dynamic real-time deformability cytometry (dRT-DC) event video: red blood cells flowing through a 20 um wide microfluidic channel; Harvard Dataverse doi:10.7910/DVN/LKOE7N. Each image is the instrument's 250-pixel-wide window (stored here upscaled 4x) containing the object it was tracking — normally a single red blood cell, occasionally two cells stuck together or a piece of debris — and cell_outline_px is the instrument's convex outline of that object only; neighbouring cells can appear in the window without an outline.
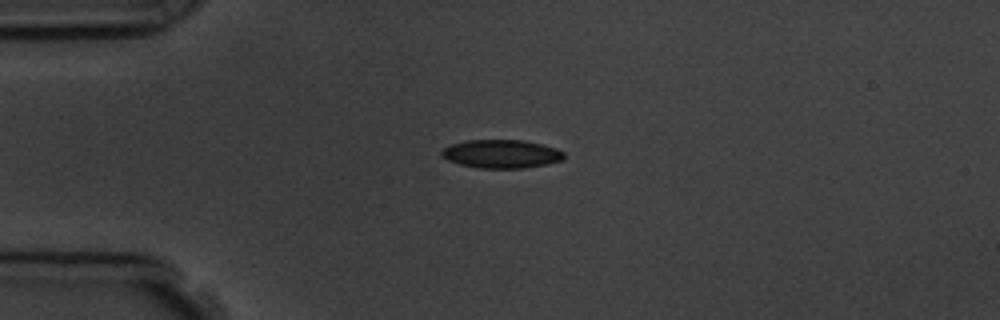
{"species": "common noctule bat (a hibernating species)", "species_latin": "Nyctalus noctula", "temperature_condition": "room temperature", "stored_images_in_passage": 4, "camera_frame_rate_fps": 3000, "um_per_image_px": 0.085, "animal": {"sex": "male", "body_mass_g": 19.5, "forearm_length_mm": 54.6}, "frame": {"image": 1, "passage_image": 3, "time_ms": 3.0, "image_size_px": [1000, 320], "cell_outline_px": [[564, 156], [560, 160], [548, 164], [524, 168], [480, 168], [460, 164], [448, 160], [440, 156], [440, 152], [444, 148], [452, 144], [464, 140], [524, 140], [556, 148], [564, 152]], "centroid_in_image_um": [42.59, 13.08], "position_along_channel_um": 42.4, "area_um2": 20.23}}